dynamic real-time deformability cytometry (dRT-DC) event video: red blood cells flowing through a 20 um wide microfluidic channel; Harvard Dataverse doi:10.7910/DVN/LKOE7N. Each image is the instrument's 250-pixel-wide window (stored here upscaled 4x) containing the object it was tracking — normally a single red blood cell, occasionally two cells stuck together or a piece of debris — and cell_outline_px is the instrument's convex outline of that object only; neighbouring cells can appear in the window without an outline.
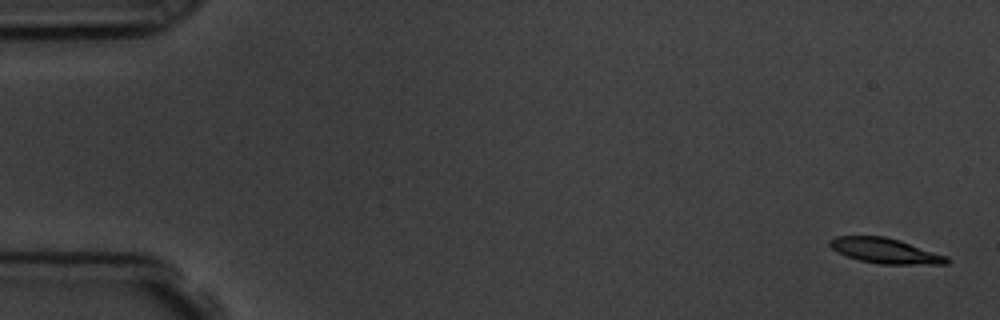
{"species": "common noctule bat (a hibernating species)", "species_latin": "Nyctalus noctula", "temperature_condition": "room temperature", "stored_images_in_passage": 6, "camera_frame_rate_fps": 3000, "um_per_image_px": 0.085, "animal": {"sex": "male", "body_mass_g": 19.5, "forearm_length_mm": 54.6}, "frame": {"image": 1, "passage_image": 1, "time_ms": 0.0, "image_size_px": [1000, 320], "cell_outline_px": [[948, 264], [880, 264], [860, 260], [848, 256], [832, 248], [828, 244], [828, 240], [836, 236], [884, 236], [900, 240], [948, 256]], "centroid_in_image_um": [75.26, 21.31], "position_along_channel_um": 9.7, "area_um2": 17.05}}